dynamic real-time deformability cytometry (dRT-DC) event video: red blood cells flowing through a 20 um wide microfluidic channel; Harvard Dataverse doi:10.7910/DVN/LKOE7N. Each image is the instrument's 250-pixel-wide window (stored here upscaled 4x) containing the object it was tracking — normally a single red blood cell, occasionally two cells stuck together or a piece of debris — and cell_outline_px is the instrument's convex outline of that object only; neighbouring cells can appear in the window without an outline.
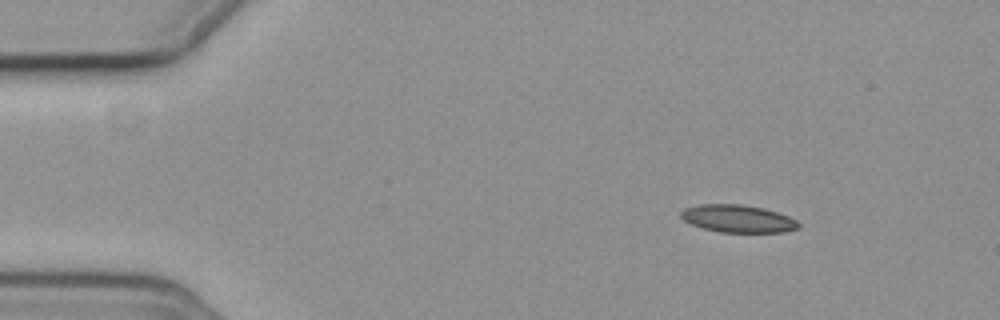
{"species": "common noctule bat (a hibernating species)", "species_latin": "Nyctalus noctula", "temperature_condition": "cold", "stored_images_in_passage": 15, "camera_frame_rate_fps": 3000, "um_per_image_px": 0.085, "animal": {"sex": "female", "body_mass_g": 19.3, "forearm_length_mm": 54.1}, "frame": {"image": 1, "passage_image": 7, "time_ms": 2.0, "image_size_px": [1000, 320], "cell_outline_px": [[800, 228], [784, 232], [720, 232], [704, 228], [692, 224], [684, 220], [680, 216], [680, 212], [684, 208], [700, 204], [740, 204], [764, 208], [788, 216], [796, 220], [800, 224]], "centroid_in_image_um": [62.73, 18.58], "position_along_channel_um": 22.3, "area_um2": 18.84}}